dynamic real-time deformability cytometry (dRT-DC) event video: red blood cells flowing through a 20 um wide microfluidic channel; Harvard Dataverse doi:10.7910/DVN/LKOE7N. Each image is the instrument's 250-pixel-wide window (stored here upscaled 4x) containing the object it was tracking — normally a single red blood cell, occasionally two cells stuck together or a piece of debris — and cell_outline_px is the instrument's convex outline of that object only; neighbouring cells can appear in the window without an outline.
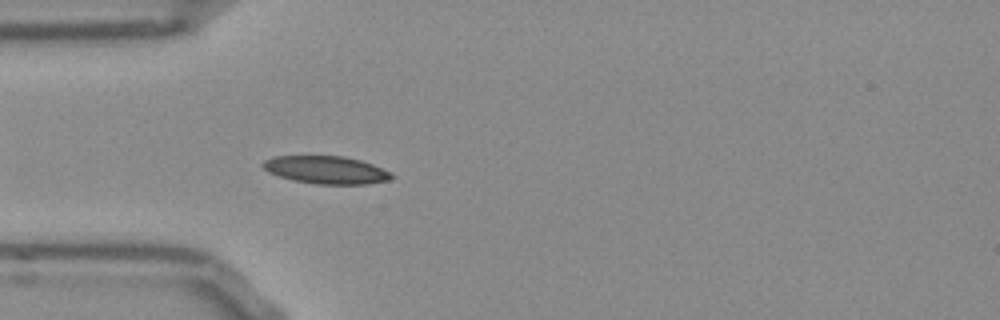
{"species": "Egyptian fruit bat (a non-hibernating species)", "species_latin": "Rousettus aegyptiacus", "temperature_condition": "room temperature", "stored_images_in_passage": 53, "camera_frame_rate_fps": 3000, "um_per_image_px": 0.085, "frame": {"image": 1, "passage_image": 15, "time_ms": 4.667, "image_size_px": [1000, 320], "cell_outline_px": [[396, 176], [388, 180], [368, 184], [316, 184], [292, 180], [268, 172], [260, 164], [264, 160], [272, 156], [344, 156], [360, 160], [372, 164]], "centroid_in_image_um": [27.69, 14.44], "position_along_channel_um": 57.3, "area_um2": 20.75}}
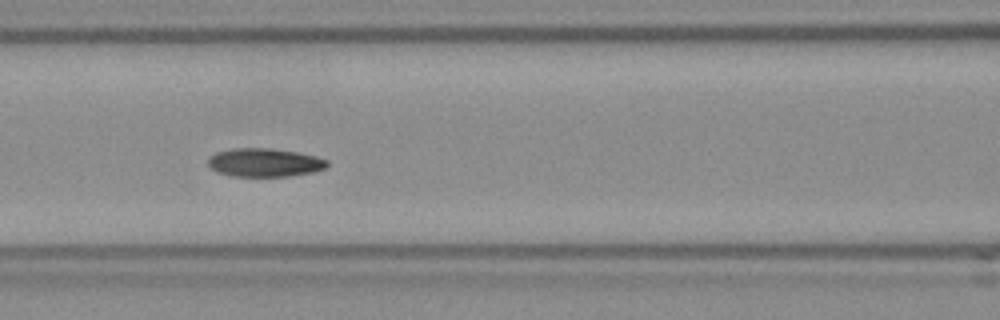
{"frame": {"image": 2, "passage_image": 22, "time_ms": 7.0, "image_size_px": [1000, 320], "cell_outline_px": [[328, 164], [324, 168], [312, 172], [292, 176], [232, 176], [216, 172], [208, 164], [208, 156], [216, 152], [236, 148], [268, 148], [296, 152], [316, 156], [328, 160]], "centroid_in_image_um": [22.47, 13.82], "position_along_channel_um": 144.1, "area_um2": 19.71}}
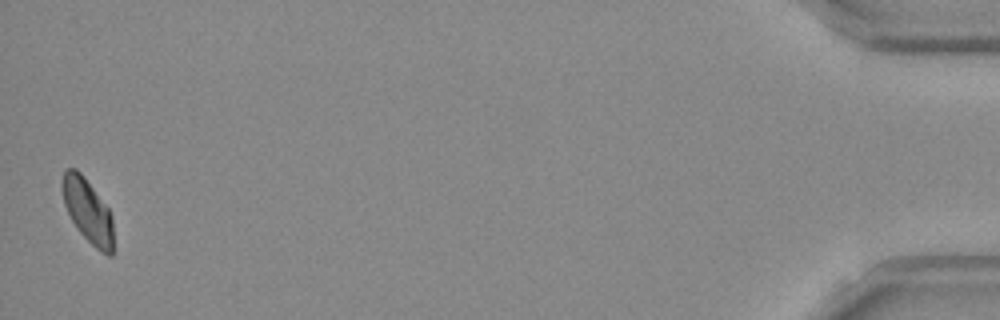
{"frame": {"image": 3, "passage_image": 52, "time_ms": 17.0, "image_size_px": [1000, 320], "cell_outline_px": [[112, 256], [108, 256], [100, 252], [80, 232], [72, 220], [64, 204], [60, 188], [60, 184], [64, 168], [76, 168], [80, 172], [108, 208], [112, 220]], "centroid_in_image_um": [7.41, 17.88], "position_along_channel_um": 427.8, "area_um2": 18.84}, "authors_computed_cell_mechanics": {"area_um2": 19.4786, "velocity_mm_per_s": 3.8115, "shape_relaxation_time_tau1_ms": 7.1764, "shape_relaxation_time_tau2_ms": 4.735, "deformation_change_tau1": 0.1172, "deformation_change_tau2": 0.0751}}